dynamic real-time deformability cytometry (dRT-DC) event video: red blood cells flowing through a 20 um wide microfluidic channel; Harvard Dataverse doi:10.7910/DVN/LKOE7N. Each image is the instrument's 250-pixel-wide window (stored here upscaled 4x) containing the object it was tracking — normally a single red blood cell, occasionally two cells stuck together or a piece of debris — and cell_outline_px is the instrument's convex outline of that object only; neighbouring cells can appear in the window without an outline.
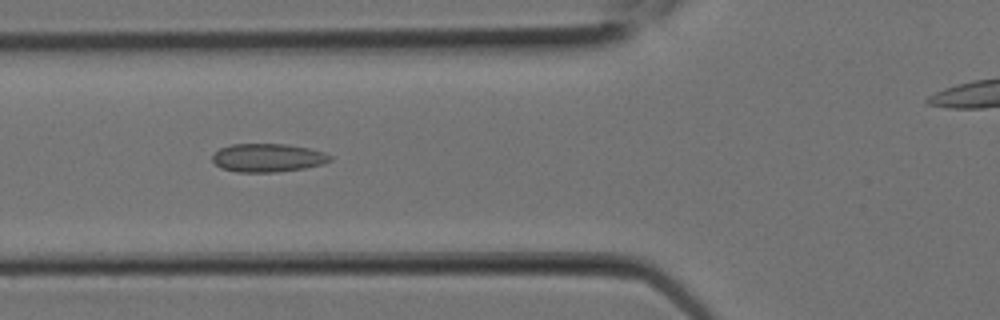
{"species": "Egyptian fruit bat (a non-hibernating species)", "species_latin": "Rousettus aegyptiacus", "temperature_condition": "room temperature", "stored_images_in_passage": 9, "camera_frame_rate_fps": 3000, "um_per_image_px": 0.085, "animal": {"sex": "female"}, "frame": {"image": 1, "passage_image": 8, "time_ms": 2.333, "image_size_px": [1000, 320], "cell_outline_px": [[332, 160], [324, 164], [304, 168], [276, 172], [236, 172], [220, 168], [212, 160], [212, 156], [220, 148], [232, 144], [288, 144], [308, 148], [324, 152], [332, 156]], "centroid_in_image_um": [22.77, 13.41], "position_along_channel_um": 103.0, "area_um2": 19.54}}
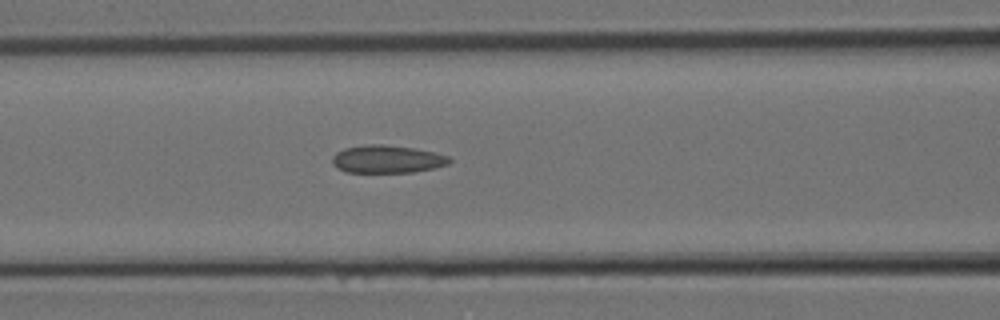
{"frame": {"image": 2, "passage_image": 9, "time_ms": 2.667, "image_size_px": [1000, 320], "cell_outline_px": [[452, 160], [448, 164], [436, 168], [412, 172], [344, 172], [336, 168], [332, 164], [332, 156], [336, 152], [344, 148], [368, 144], [384, 144], [412, 148], [436, 152], [448, 156]], "centroid_in_image_um": [32.89, 13.53], "position_along_channel_um": 133.7, "area_um2": 19.13}}